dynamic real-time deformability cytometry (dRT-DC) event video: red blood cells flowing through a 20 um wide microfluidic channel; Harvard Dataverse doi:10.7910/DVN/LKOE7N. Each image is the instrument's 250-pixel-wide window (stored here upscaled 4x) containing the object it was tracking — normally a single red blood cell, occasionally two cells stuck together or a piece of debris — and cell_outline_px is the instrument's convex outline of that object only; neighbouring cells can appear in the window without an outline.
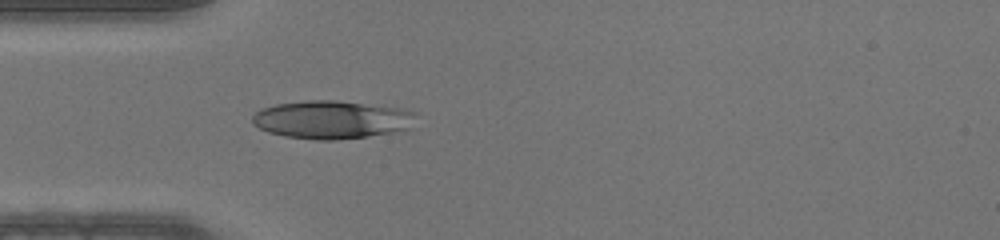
{"species": "human", "species_latin": "Homo sapiens", "temperature_condition": "warm", "stored_images_in_passage": 34, "camera_frame_rate_fps": 3000, "um_per_image_px": 0.085, "donor": {"sex": "male"}, "frame": {"image": 1, "passage_image": 1, "time_ms": 0.0, "image_size_px": [1000, 240], "cell_outline_px": [[416, 112], [412, 128], [392, 132], [368, 136], [332, 140], [316, 140], [284, 136], [268, 132], [252, 124], [252, 116], [260, 108], [276, 104], [308, 100], [336, 100], [404, 108]], "centroid_in_image_um": [28.2, 10.16], "position_along_channel_um": 56.8, "area_um2": 36.59}}
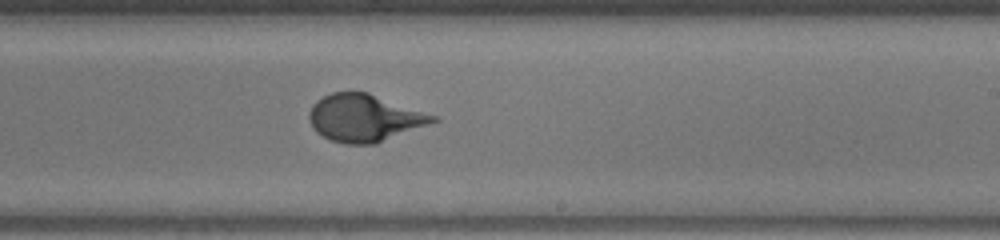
{"frame": {"image": 2, "passage_image": 15, "time_ms": 4.667, "image_size_px": [1000, 240], "cell_outline_px": [[440, 120], [376, 144], [344, 144], [332, 140], [316, 132], [312, 128], [308, 116], [308, 112], [312, 104], [316, 100], [332, 92], [368, 92], [440, 116]], "centroid_in_image_um": [31.0, 10.02], "position_along_channel_um": 258.0, "area_um2": 34.45}}
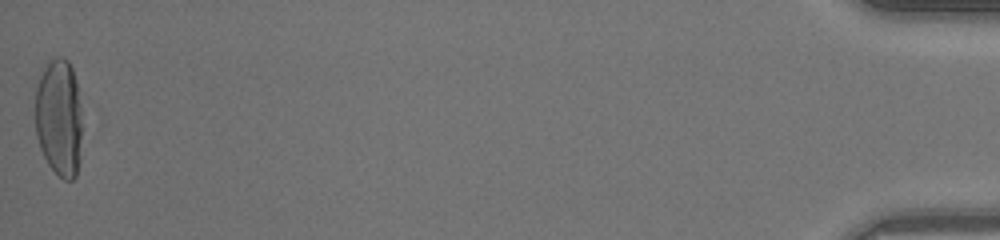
{"frame": {"image": 3, "passage_image": 34, "time_ms": 11.0, "image_size_px": [1000, 240], "cell_outline_px": [[80, 160], [76, 176], [72, 180], [64, 180], [48, 164], [40, 148], [36, 136], [36, 88], [40, 76], [44, 68], [52, 60], [60, 56], [64, 56], [68, 60], [72, 68], [76, 80], [80, 104]], "centroid_in_image_um": [5.02, 10.01], "position_along_channel_um": 430.2, "area_um2": 31.96}}